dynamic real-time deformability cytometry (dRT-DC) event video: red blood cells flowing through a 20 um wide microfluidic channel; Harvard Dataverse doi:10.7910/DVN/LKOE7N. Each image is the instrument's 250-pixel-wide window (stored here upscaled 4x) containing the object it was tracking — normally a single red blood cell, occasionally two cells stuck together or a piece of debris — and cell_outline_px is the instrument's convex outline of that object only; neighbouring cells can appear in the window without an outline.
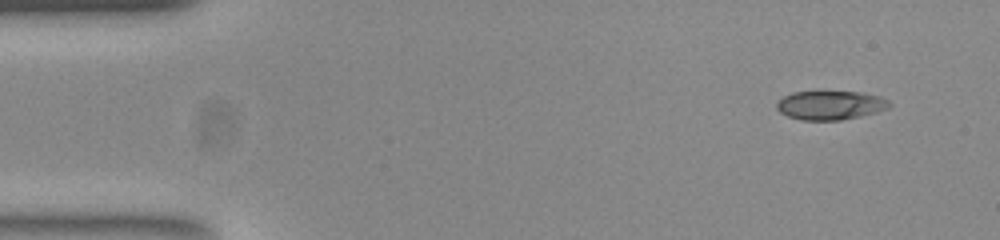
{"species": "common noctule bat (a hibernating species)", "species_latin": "Nyctalus noctula", "temperature_condition": "room temperature", "stored_images_in_passage": 49, "camera_frame_rate_fps": 3000, "um_per_image_px": 0.085, "animal": {"sex": "female", "body_mass_g": 23.0, "forearm_length_mm": 53.4}, "frame": {"image": 1, "passage_image": 1, "time_ms": 0.0, "image_size_px": [1000, 240], "cell_outline_px": [[892, 104], [888, 108], [876, 112], [860, 116], [840, 120], [800, 120], [788, 116], [780, 112], [776, 108], [776, 104], [784, 96], [792, 92], [860, 92], [880, 96], [888, 100]], "centroid_in_image_um": [70.59, 8.95], "position_along_channel_um": 14.4, "area_um2": 18.9}}
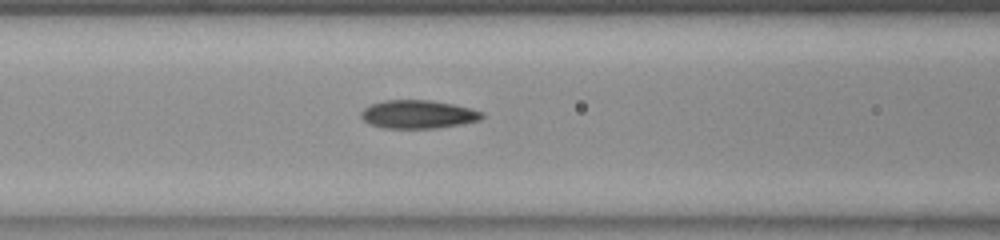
{"frame": {"image": 2, "passage_image": 18, "time_ms": 5.667, "image_size_px": [1000, 240], "cell_outline_px": [[484, 116], [480, 120], [460, 124], [436, 128], [384, 128], [368, 124], [360, 116], [360, 112], [364, 108], [372, 104], [384, 100], [428, 100], [452, 104], [484, 112]], "centroid_in_image_um": [35.5, 9.72], "position_along_channel_um": 131.1, "area_um2": 19.88}}
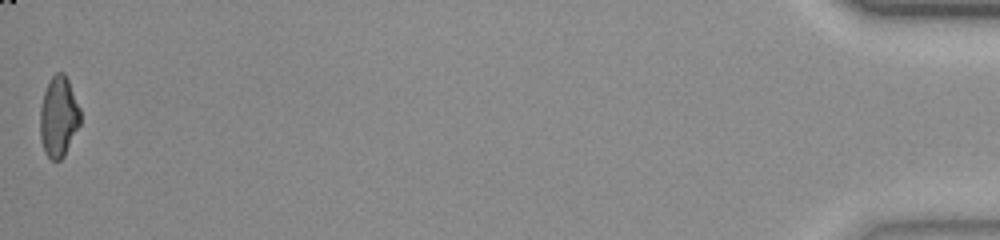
{"frame": {"image": 3, "passage_image": 49, "time_ms": 16.0, "image_size_px": [1000, 240], "cell_outline_px": [[80, 124], [64, 156], [60, 160], [52, 160], [44, 152], [40, 140], [40, 108], [44, 92], [48, 80], [56, 72], [64, 72], [68, 80], [80, 108]], "centroid_in_image_um": [4.97, 9.92], "position_along_channel_um": 430.2, "area_um2": 18.96}, "authors_computed_cell_mechanics": {"area_um2": 19.363, "velocity_mm_per_s": 3.889, "shape_relaxation_time_tau1_ms": null, "shape_relaxation_time_tau2_ms": 2.3226, "deformation_change_tau1": null, "deformation_change_tau2": 0.0846}}